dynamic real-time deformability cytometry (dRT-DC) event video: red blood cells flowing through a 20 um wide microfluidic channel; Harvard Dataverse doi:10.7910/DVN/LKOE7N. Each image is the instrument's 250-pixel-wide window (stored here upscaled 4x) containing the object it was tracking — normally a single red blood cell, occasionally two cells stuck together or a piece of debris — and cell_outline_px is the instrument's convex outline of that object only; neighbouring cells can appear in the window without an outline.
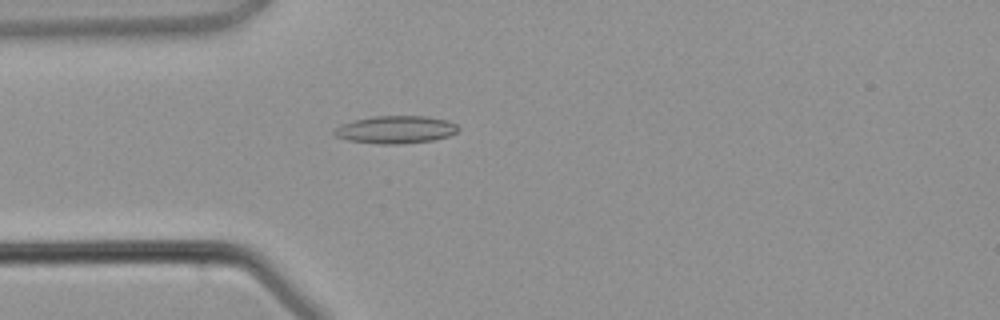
{"species": "common noctule bat (a hibernating species)", "species_latin": "Nyctalus noctula", "temperature_condition": "warm", "stored_images_in_passage": 3, "camera_frame_rate_fps": 3000, "um_per_image_px": 0.085, "animal": {"sex": "male", "body_mass_g": 21.5, "forearm_length_mm": 52.0}, "frame": {"image": 1, "passage_image": 3, "time_ms": 3.333, "image_size_px": [1000, 320], "cell_outline_px": [[460, 128], [456, 132], [448, 136], [432, 140], [396, 144], [380, 144], [348, 140], [336, 136], [332, 132], [340, 124], [372, 116], [428, 116], [448, 120], [456, 124]], "centroid_in_image_um": [33.64, 11.01], "position_along_channel_um": 51.4, "area_um2": 19.88}}